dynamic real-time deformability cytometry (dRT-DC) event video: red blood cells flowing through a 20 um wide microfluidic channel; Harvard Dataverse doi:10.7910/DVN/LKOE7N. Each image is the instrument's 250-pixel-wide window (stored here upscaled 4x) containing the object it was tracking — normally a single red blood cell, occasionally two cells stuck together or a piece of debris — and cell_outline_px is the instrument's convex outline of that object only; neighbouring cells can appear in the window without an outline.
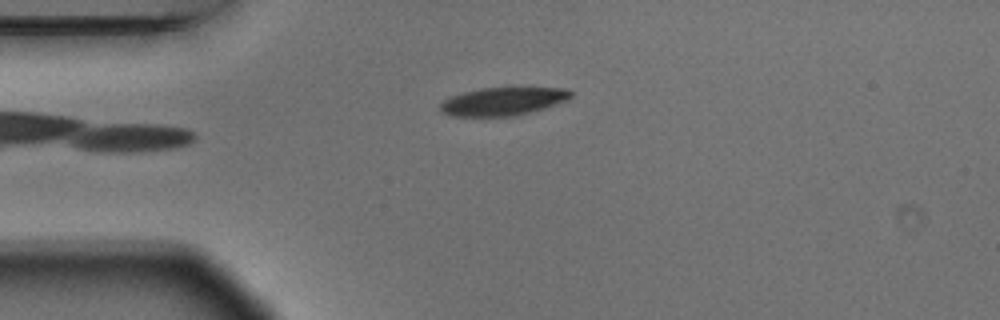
{"species": "Egyptian fruit bat (a non-hibernating species)", "species_latin": "Rousettus aegyptiacus", "temperature_condition": "warm", "stored_images_in_passage": 2, "camera_frame_rate_fps": 3000, "um_per_image_px": 0.085, "animal": {"sex": "male"}, "frame": {"image": 1, "passage_image": 1, "time_ms": 0.0, "image_size_px": [1000, 320], "cell_outline_px": [[572, 96], [564, 100], [516, 116], [452, 116], [444, 112], [440, 108], [440, 104], [444, 100], [452, 96], [464, 92], [480, 88], [568, 88], [572, 92]], "centroid_in_image_um": [42.71, 8.61], "position_along_channel_um": 42.3, "area_um2": 20.81}}